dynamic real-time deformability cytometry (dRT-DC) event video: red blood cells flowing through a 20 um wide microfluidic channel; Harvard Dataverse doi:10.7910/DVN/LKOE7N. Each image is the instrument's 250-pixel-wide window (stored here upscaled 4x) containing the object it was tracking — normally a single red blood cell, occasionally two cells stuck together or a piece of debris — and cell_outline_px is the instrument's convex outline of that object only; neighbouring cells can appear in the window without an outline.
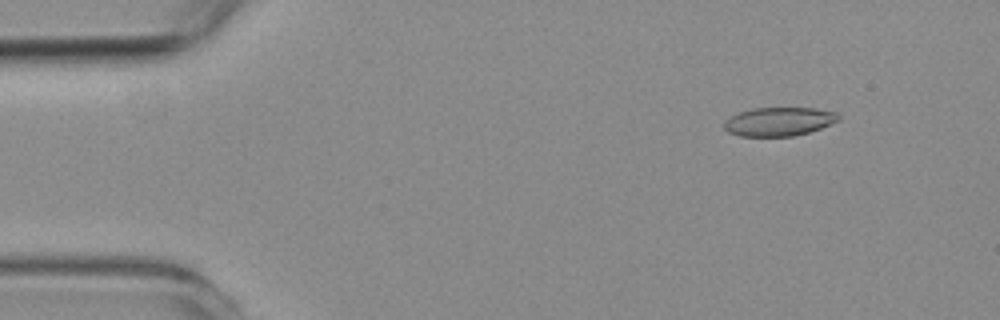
{"species": "common noctule bat (a hibernating species)", "species_latin": "Nyctalus noctula", "temperature_condition": "room temperature", "stored_images_in_passage": 56, "camera_frame_rate_fps": 3000, "um_per_image_px": 0.085, "animal": {"sex": "female", "body_mass_g": 19.3, "forearm_length_mm": 54.1}, "frame": {"image": 1, "passage_image": 5, "time_ms": 1.333, "image_size_px": [1000, 320], "cell_outline_px": [[840, 120], [820, 128], [808, 132], [792, 136], [740, 136], [728, 132], [724, 128], [724, 120], [740, 112], [752, 108], [816, 108], [836, 112], [840, 116]], "centroid_in_image_um": [66.21, 10.33], "position_along_channel_um": 18.8, "area_um2": 19.07}}
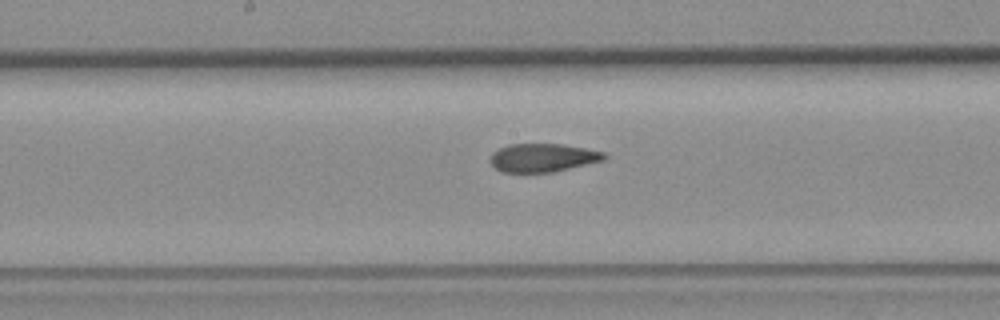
{"frame": {"image": 2, "passage_image": 28, "time_ms": 9.0, "image_size_px": [1000, 320], "cell_outline_px": [[608, 156], [604, 160], [552, 172], [500, 172], [488, 160], [492, 152], [508, 144], [564, 144], [604, 152]], "centroid_in_image_um": [46.11, 13.4], "position_along_channel_um": 202.1, "area_um2": 18.84}}
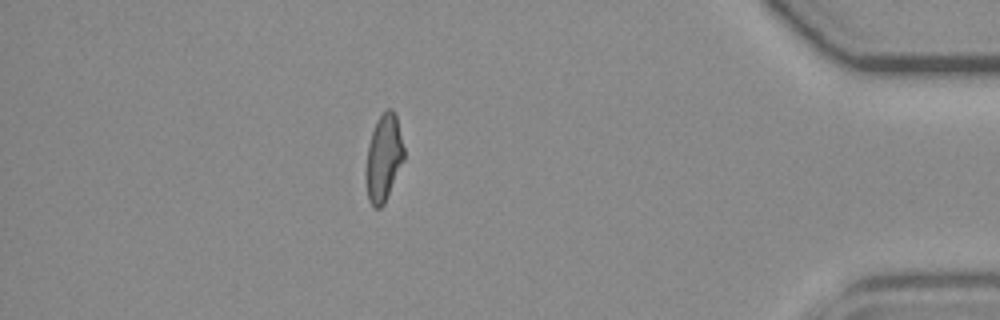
{"frame": {"image": 3, "passage_image": 49, "time_ms": 16.0, "image_size_px": [1000, 320], "cell_outline_px": [[404, 160], [384, 204], [380, 208], [372, 208], [368, 200], [364, 172], [368, 144], [376, 120], [388, 108], [392, 108], [396, 116], [404, 148]], "centroid_in_image_um": [32.58, 13.46], "position_along_channel_um": 402.6, "area_um2": 19.48}, "authors_computed_cell_mechanics": {"area_um2": 19.8832, "velocity_mm_per_s": 3.5603, "shape_relaxation_time_tau1_ms": null, "shape_relaxation_time_tau2_ms": 2.9193, "deformation_change_tau1": null, "deformation_change_tau2": 0.1019}}